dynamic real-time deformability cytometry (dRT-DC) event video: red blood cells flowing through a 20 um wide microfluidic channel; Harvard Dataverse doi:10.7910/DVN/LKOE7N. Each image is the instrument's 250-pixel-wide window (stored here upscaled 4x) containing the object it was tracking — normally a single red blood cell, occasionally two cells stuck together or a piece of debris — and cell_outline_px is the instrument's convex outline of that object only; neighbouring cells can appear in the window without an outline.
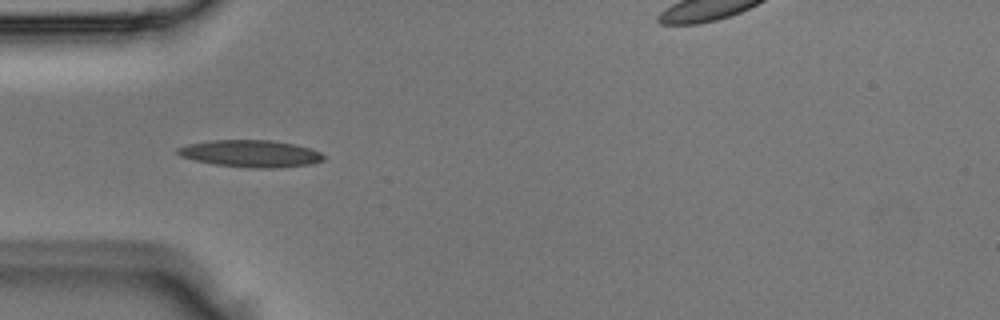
{"species": "Egyptian fruit bat (a non-hibernating species)", "species_latin": "Rousettus aegyptiacus", "temperature_condition": "room temperature", "stored_images_in_passage": 5, "camera_frame_rate_fps": 3000, "um_per_image_px": 0.085, "animal": {"sex": "male"}, "frame": {"image": 1, "passage_image": 4, "time_ms": 1.0, "image_size_px": [1000, 320], "cell_outline_px": [[324, 160], [308, 164], [280, 168], [248, 168], [216, 164], [196, 160], [180, 156], [176, 152], [176, 148], [188, 144], [208, 140], [272, 140], [296, 144], [312, 148], [320, 152], [324, 156]], "centroid_in_image_um": [21.32, 13.05], "position_along_channel_um": 63.7, "area_um2": 23.12}}
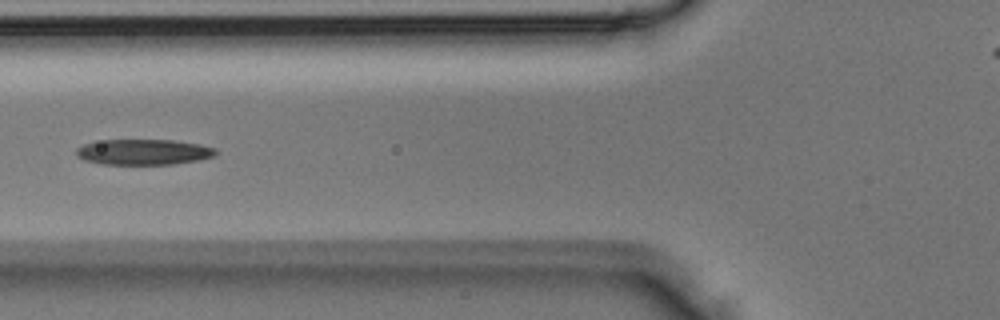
{"frame": {"image": 2, "passage_image": 5, "time_ms": 1.333, "image_size_px": [1000, 320], "cell_outline_px": [[216, 156], [200, 160], [172, 164], [100, 164], [84, 160], [76, 156], [76, 148], [84, 144], [104, 140], [172, 140], [200, 144], [216, 148]], "centroid_in_image_um": [12.21, 12.92], "position_along_channel_um": 113.6, "area_um2": 20.87}}